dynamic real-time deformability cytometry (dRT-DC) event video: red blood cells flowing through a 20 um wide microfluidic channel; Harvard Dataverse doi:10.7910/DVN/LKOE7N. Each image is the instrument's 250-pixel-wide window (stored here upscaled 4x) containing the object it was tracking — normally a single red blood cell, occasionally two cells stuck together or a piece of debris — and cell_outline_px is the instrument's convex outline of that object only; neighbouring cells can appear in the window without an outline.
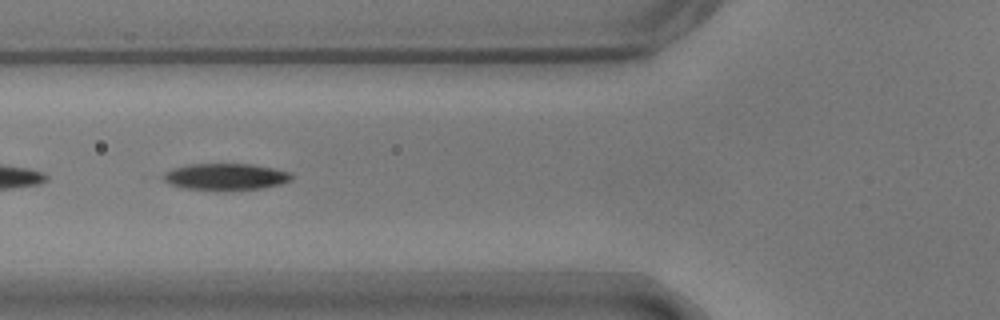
{"species": "common noctule bat (a hibernating species)", "species_latin": "Nyctalus noctula", "temperature_condition": "warm", "stored_images_in_passage": 32, "camera_frame_rate_fps": 3000, "um_per_image_px": 0.085, "animal": {"sex": "male", "body_mass_g": 17.9}, "frame": {"image": 1, "passage_image": 20, "time_ms": 6.333, "image_size_px": [1000, 320], "cell_outline_px": [[292, 180], [280, 184], [264, 188], [220, 192], [216, 192], [184, 188], [168, 184], [160, 176], [164, 172], [172, 168], [192, 164], [252, 164], [272, 168], [288, 172], [292, 176]], "centroid_in_image_um": [19.12, 15.05], "position_along_channel_um": 106.7, "area_um2": 20.46}}
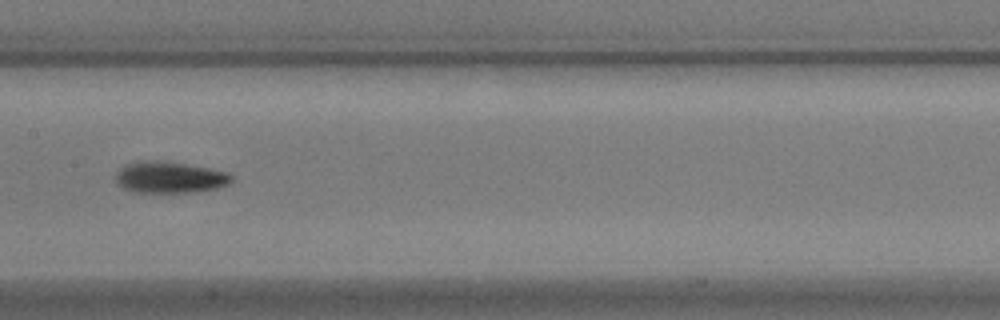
{"frame": {"image": 2, "passage_image": 27, "time_ms": 8.667, "image_size_px": [1000, 320], "cell_outline_px": [[232, 180], [228, 184], [216, 188], [196, 192], [132, 192], [116, 184], [116, 172], [124, 164], [140, 160], [164, 160], [212, 168], [228, 172], [232, 176]], "centroid_in_image_um": [14.4, 15.05], "position_along_channel_um": 193.0, "area_um2": 21.62}}
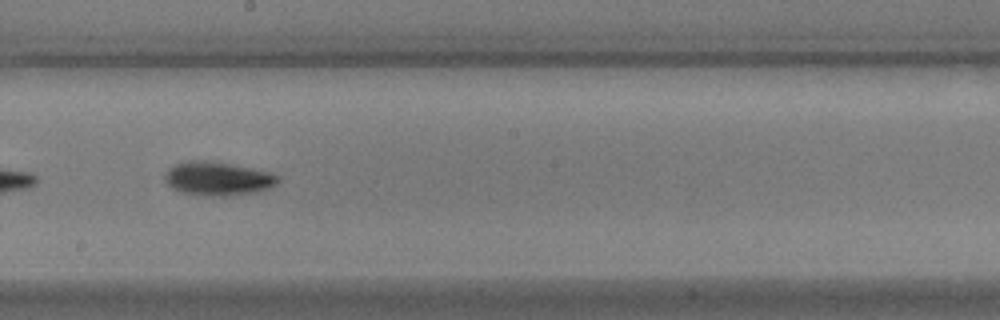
{"frame": {"image": 3, "passage_image": 30, "time_ms": 9.667, "image_size_px": [1000, 320], "cell_outline_px": [[280, 180], [276, 184], [268, 188], [256, 192], [228, 196], [208, 196], [180, 192], [172, 188], [164, 180], [164, 176], [168, 168], [176, 164], [188, 160], [200, 160], [228, 164], [252, 168], [268, 172], [280, 176]], "centroid_in_image_um": [18.49, 15.19], "position_along_channel_um": 229.7, "area_um2": 22.14}}